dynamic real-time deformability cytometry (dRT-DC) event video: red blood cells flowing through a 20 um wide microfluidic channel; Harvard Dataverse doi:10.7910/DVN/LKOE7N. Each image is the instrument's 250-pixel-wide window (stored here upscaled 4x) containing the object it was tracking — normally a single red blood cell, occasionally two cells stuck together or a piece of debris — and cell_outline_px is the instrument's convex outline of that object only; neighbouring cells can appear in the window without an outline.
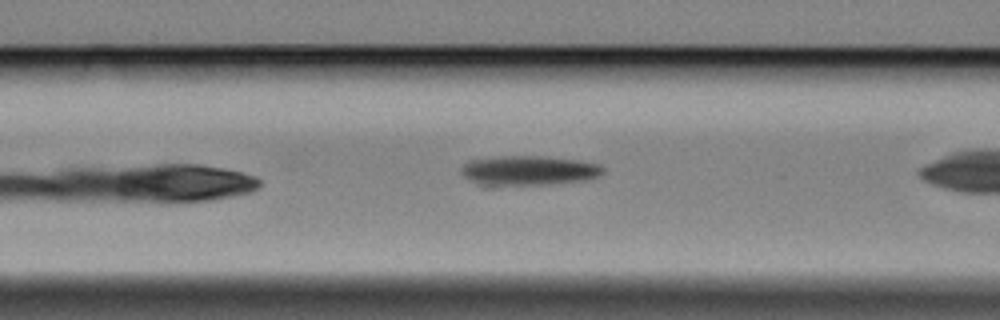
{"species": "Egyptian fruit bat (a non-hibernating species)", "species_latin": "Rousettus aegyptiacus", "temperature_condition": "cold", "stored_images_in_passage": 26, "camera_frame_rate_fps": 3000, "um_per_image_px": 0.085, "animal": {"sex": "female"}, "frame": {"image": 1, "passage_image": 8, "time_ms": 2.333, "image_size_px": [1000, 320], "cell_outline_px": [[604, 172], [600, 176], [584, 180], [548, 184], [496, 188], [484, 188], [476, 184], [464, 176], [460, 172], [460, 168], [464, 164], [472, 160], [504, 156], [544, 156], [580, 160], [600, 164], [604, 168]], "centroid_in_image_um": [44.89, 14.54], "position_along_channel_um": 121.7, "area_um2": 25.43}}
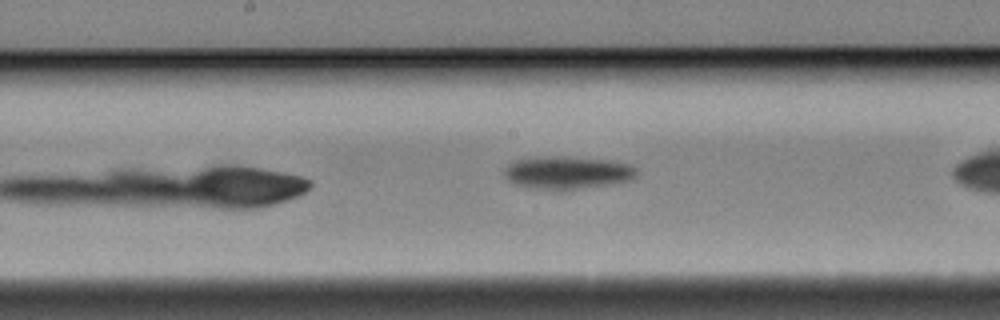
{"frame": {"image": 2, "passage_image": 15, "time_ms": 4.667, "image_size_px": [1000, 320], "cell_outline_px": [[636, 172], [628, 180], [556, 192], [528, 188], [516, 184], [508, 180], [504, 176], [504, 168], [508, 164], [516, 160], [536, 156], [568, 156], [608, 160], [628, 164], [636, 168]], "centroid_in_image_um": [48.1, 14.67], "position_along_channel_um": 200.1, "area_um2": 25.43}}
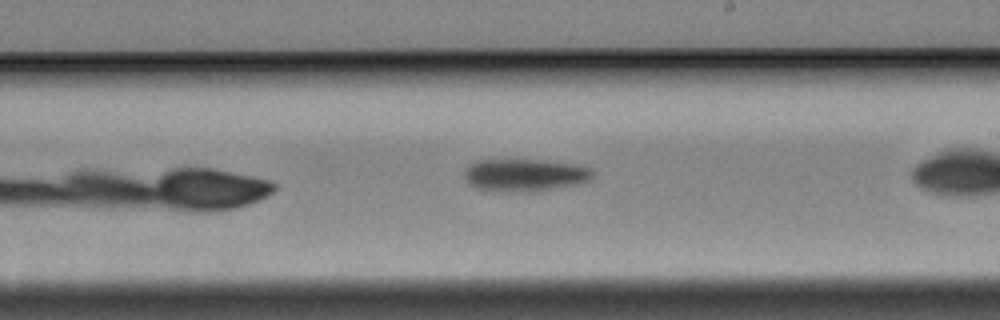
{"frame": {"image": 3, "passage_image": 19, "time_ms": 6.0, "image_size_px": [1000, 320], "cell_outline_px": [[592, 176], [588, 180], [580, 184], [536, 192], [528, 192], [480, 188], [472, 184], [468, 180], [464, 172], [468, 164], [476, 160], [540, 160], [572, 164], [588, 168], [592, 172]], "centroid_in_image_um": [44.64, 14.87], "position_along_channel_um": 244.4, "area_um2": 23.76}}